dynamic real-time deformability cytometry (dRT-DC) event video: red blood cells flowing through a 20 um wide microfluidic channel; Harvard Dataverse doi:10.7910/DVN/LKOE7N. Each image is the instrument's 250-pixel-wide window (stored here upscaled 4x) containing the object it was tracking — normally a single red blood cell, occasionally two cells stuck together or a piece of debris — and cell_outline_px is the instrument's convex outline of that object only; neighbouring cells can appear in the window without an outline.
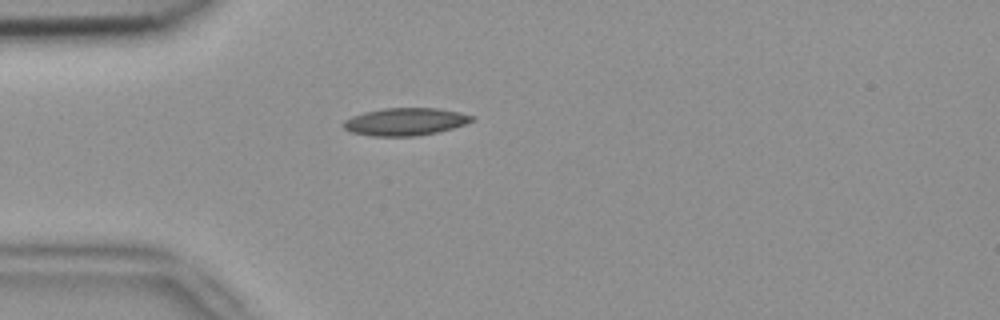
{"species": "common noctule bat (a hibernating species)", "species_latin": "Nyctalus noctula", "temperature_condition": "room temperature", "stored_images_in_passage": 3, "camera_frame_rate_fps": 3000, "um_per_image_px": 0.085, "animal": {"sex": "female", "body_mass_g": 18.4}, "frame": {"image": 1, "passage_image": 1, "time_ms": 0.0, "image_size_px": [1000, 320], "cell_outline_px": [[476, 120], [452, 128], [436, 132], [416, 136], [372, 136], [352, 132], [344, 128], [344, 120], [352, 116], [364, 112], [384, 108], [440, 108], [460, 112], [476, 116]], "centroid_in_image_um": [34.49, 10.33], "position_along_channel_um": 50.5, "area_um2": 20.63}}